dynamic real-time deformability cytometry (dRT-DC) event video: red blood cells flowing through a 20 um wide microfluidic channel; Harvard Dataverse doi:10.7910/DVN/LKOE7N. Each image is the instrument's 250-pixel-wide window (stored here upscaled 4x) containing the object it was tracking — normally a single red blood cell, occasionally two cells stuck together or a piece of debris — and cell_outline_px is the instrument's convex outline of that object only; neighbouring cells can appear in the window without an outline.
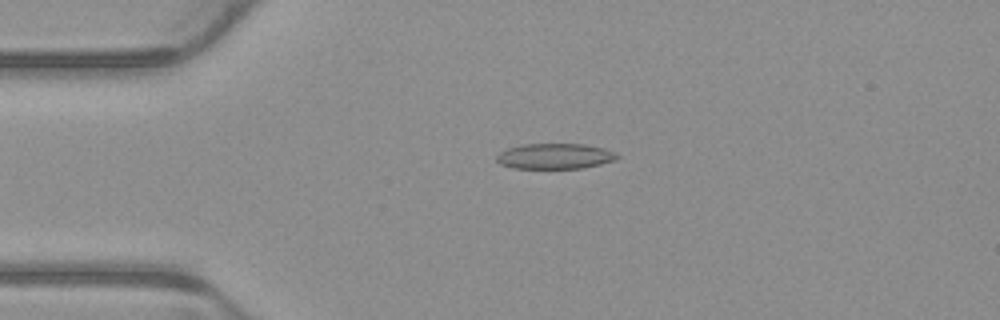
{"species": "common noctule bat (a hibernating species)", "species_latin": "Nyctalus noctula", "temperature_condition": "warm", "stored_images_in_passage": 5, "camera_frame_rate_fps": 3000, "um_per_image_px": 0.085, "animal": {"sex": "male", "body_mass_g": 23.1, "forearm_length_mm": 52.7}, "frame": {"image": 1, "passage_image": 4, "time_ms": 1.0, "image_size_px": [1000, 320], "cell_outline_px": [[620, 156], [612, 160], [600, 164], [584, 168], [512, 168], [500, 164], [496, 160], [496, 156], [500, 152], [508, 148], [524, 144], [584, 144], [604, 148], [616, 152]], "centroid_in_image_um": [47.16, 13.27], "position_along_channel_um": 37.8, "area_um2": 17.86}}